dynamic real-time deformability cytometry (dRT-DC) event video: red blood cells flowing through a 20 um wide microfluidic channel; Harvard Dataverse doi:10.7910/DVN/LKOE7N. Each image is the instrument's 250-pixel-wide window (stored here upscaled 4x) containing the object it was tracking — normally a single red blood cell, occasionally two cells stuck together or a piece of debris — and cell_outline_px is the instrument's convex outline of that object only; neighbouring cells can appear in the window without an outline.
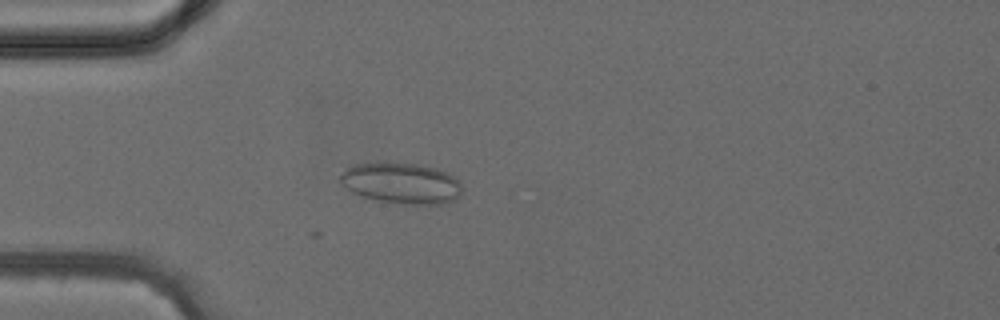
{"species": "common noctule bat (a hibernating species)", "species_latin": "Nyctalus noctula", "temperature_condition": "cold", "stored_images_in_passage": 3, "camera_frame_rate_fps": 3000, "um_per_image_px": 0.085, "animal": {"sex": "female", "body_mass_g": 24.6, "forearm_length_mm": 56.2}, "frame": {"image": 1, "passage_image": 3, "time_ms": 0.667, "image_size_px": [1000, 320], "cell_outline_px": [[460, 196], [456, 200], [444, 204], [404, 204], [376, 200], [352, 192], [340, 184], [340, 176], [348, 168], [356, 164], [416, 164], [436, 168], [448, 172], [460, 184]], "centroid_in_image_um": [34.15, 15.6], "position_along_channel_um": 50.9, "area_um2": 28.55}}